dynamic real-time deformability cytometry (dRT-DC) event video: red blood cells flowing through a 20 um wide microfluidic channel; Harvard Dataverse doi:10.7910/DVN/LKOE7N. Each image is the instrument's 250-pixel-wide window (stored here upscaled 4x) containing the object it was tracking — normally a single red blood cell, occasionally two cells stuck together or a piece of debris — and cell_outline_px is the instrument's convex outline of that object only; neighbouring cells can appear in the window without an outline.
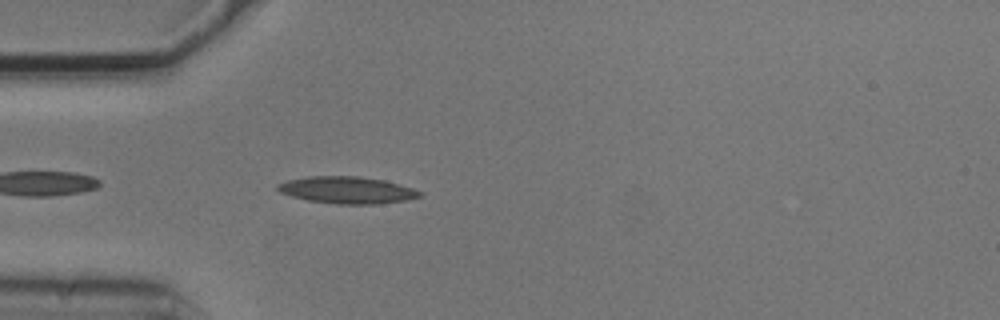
{"species": "common noctule bat (a hibernating species)", "species_latin": "Nyctalus noctula", "temperature_condition": "cold", "stored_images_in_passage": 3, "camera_frame_rate_fps": 3000, "um_per_image_px": 0.085, "animal": {"sex": "male", "body_mass_g": 20.5, "forearm_length_mm": 52.5}, "frame": {"image": 1, "passage_image": 3, "time_ms": 0.667, "image_size_px": [1000, 320], "cell_outline_px": [[424, 196], [404, 200], [376, 204], [340, 204], [308, 200], [292, 196], [280, 192], [276, 188], [276, 184], [288, 180], [308, 176], [356, 176], [384, 180], [412, 188], [424, 192]], "centroid_in_image_um": [29.51, 16.15], "position_along_channel_um": 55.5, "area_um2": 22.2}}